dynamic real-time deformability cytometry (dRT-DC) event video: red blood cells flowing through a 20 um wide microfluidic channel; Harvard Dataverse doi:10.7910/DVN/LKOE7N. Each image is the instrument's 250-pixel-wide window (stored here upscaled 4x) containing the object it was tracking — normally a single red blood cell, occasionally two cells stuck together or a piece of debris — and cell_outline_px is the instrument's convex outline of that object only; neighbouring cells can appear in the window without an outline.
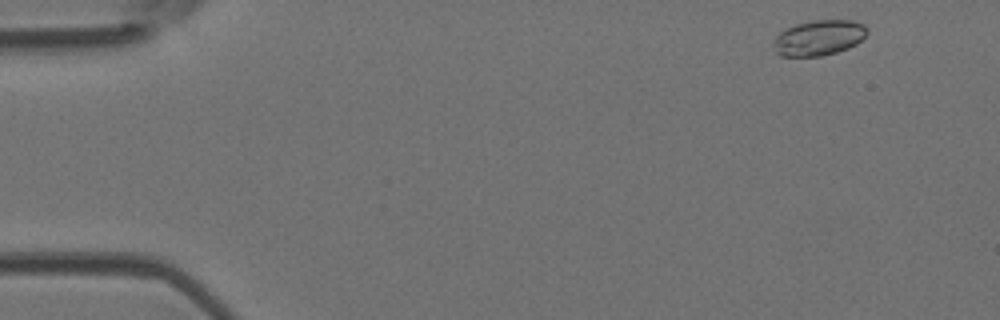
{"species": "Egyptian fruit bat (a non-hibernating species)", "species_latin": "Rousettus aegyptiacus", "temperature_condition": "room temperature", "stored_images_in_passage": 4, "camera_frame_rate_fps": 3000, "um_per_image_px": 0.085, "animal": {"sex": "female"}, "frame": {"image": 1, "passage_image": 1, "time_ms": 0.0, "image_size_px": [1000, 320], "cell_outline_px": [[868, 32], [856, 44], [848, 48], [836, 52], [820, 56], [780, 56], [776, 52], [772, 44], [772, 40], [780, 32], [796, 24], [812, 20], [852, 20], [864, 24], [868, 28]], "centroid_in_image_um": [69.59, 3.21], "position_along_channel_um": 15.4, "area_um2": 19.36}}
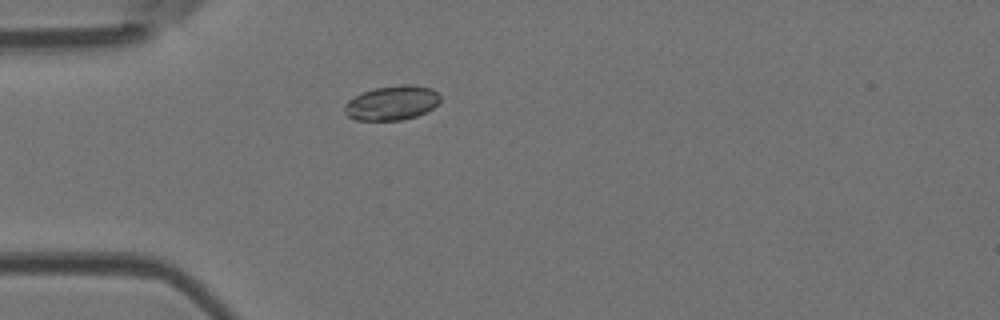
{"frame": {"image": 2, "passage_image": 4, "time_ms": 1.0, "image_size_px": [1000, 320], "cell_outline_px": [[440, 100], [432, 108], [416, 116], [400, 120], [356, 120], [348, 116], [344, 112], [344, 104], [352, 96], [376, 88], [404, 84], [412, 84], [432, 88], [440, 96]], "centroid_in_image_um": [33.28, 8.74], "position_along_channel_um": 51.7, "area_um2": 19.13}}